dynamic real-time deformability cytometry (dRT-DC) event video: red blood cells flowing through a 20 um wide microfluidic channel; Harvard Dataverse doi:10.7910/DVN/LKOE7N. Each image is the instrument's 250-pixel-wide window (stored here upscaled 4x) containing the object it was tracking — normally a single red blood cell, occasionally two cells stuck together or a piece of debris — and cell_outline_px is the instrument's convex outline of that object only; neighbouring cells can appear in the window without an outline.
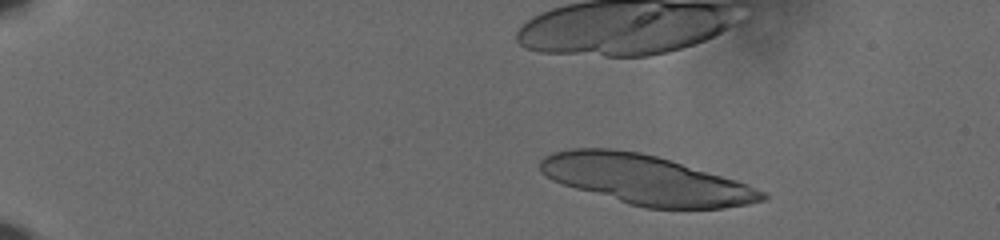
{"species": "human", "species_latin": "Homo sapiens", "temperature_condition": "cold", "stored_images_in_passage": 21, "camera_frame_rate_fps": 3000, "um_per_image_px": 0.085, "donor": {"sex": "male"}, "frame": {"image": 1, "passage_image": 7, "time_ms": 2.0, "image_size_px": [1000, 240], "cell_outline_px": [[768, 196], [764, 200], [748, 204], [724, 208], [644, 208], [628, 204], [576, 188], [552, 180], [540, 172], [540, 160], [544, 156], [552, 152], [568, 148], [612, 148], [640, 152], [656, 156], [736, 180], [768, 192]], "centroid_in_image_um": [54.88, 15.27], "position_along_channel_um": 30.1, "area_um2": 63.52}}